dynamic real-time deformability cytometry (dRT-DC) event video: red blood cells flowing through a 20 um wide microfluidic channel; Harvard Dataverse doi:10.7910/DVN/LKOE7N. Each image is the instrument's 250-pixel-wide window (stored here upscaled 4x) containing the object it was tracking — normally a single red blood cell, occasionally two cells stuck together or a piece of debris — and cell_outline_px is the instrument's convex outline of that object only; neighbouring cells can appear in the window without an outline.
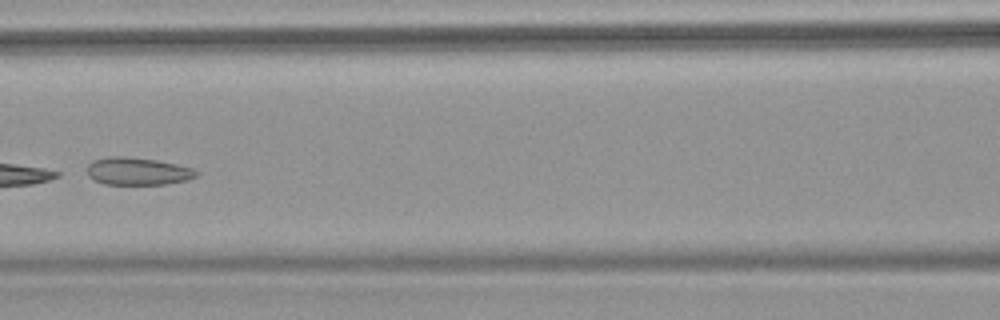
{"species": "common noctule bat (a hibernating species)", "species_latin": "Nyctalus noctula", "temperature_condition": "warm", "stored_images_in_passage": 7, "camera_frame_rate_fps": 3000, "um_per_image_px": 0.085, "animal": {"sex": "female", "body_mass_g": 18.4}, "frame": {"image": 1, "passage_image": 7, "time_ms": 8.0, "image_size_px": [1000, 320], "cell_outline_px": [[200, 172], [196, 176], [188, 180], [164, 184], [104, 184], [88, 176], [88, 164], [92, 160], [108, 156], [124, 156], [156, 160], [176, 164], [192, 168]], "centroid_in_image_um": [11.7, 14.55], "position_along_channel_um": 154.9, "area_um2": 17.51}}